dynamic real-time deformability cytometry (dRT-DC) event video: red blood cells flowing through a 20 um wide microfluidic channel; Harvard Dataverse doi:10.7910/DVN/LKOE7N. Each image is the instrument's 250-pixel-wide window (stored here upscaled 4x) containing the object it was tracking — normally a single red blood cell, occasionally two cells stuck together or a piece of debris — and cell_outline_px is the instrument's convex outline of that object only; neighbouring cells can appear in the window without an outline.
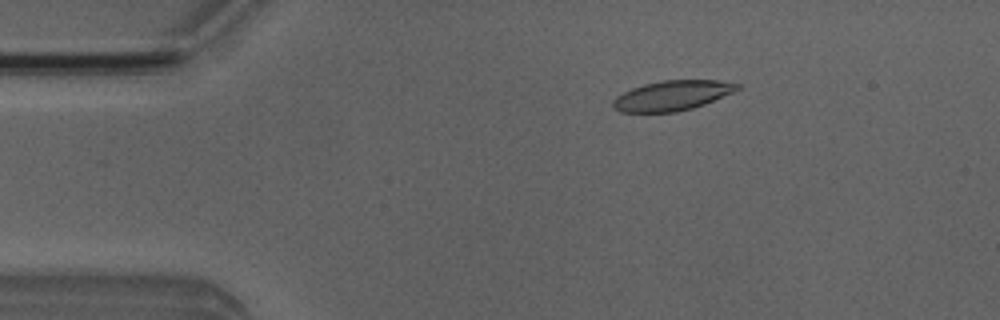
{"species": "Egyptian fruit bat (a non-hibernating species)", "species_latin": "Rousettus aegyptiacus", "temperature_condition": "room temperature", "stored_images_in_passage": 5, "camera_frame_rate_fps": 3000, "um_per_image_px": 0.085, "animal": {"sex": "male"}, "frame": {"image": 1, "passage_image": 1, "time_ms": 0.0, "image_size_px": [1000, 320], "cell_outline_px": [[740, 88], [732, 92], [704, 104], [692, 108], [676, 112], [620, 112], [612, 108], [612, 100], [616, 96], [632, 88], [644, 84], [660, 80], [720, 80], [740, 84]], "centroid_in_image_um": [57.1, 8.12], "position_along_channel_um": 27.9, "area_um2": 21.68}}